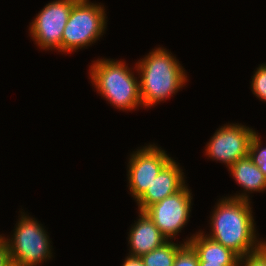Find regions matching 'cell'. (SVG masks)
<instances>
[{
    "instance_id": "1",
    "label": "cell",
    "mask_w": 266,
    "mask_h": 266,
    "mask_svg": "<svg viewBox=\"0 0 266 266\" xmlns=\"http://www.w3.org/2000/svg\"><path fill=\"white\" fill-rule=\"evenodd\" d=\"M211 218L212 240L221 243L240 258L259 251L265 241H257L255 224L246 192L225 197L216 205Z\"/></svg>"
},
{
    "instance_id": "2",
    "label": "cell",
    "mask_w": 266,
    "mask_h": 266,
    "mask_svg": "<svg viewBox=\"0 0 266 266\" xmlns=\"http://www.w3.org/2000/svg\"><path fill=\"white\" fill-rule=\"evenodd\" d=\"M141 60L136 70L140 75V96L145 107L173 96L187 81L183 67L162 47L153 49Z\"/></svg>"
},
{
    "instance_id": "3",
    "label": "cell",
    "mask_w": 266,
    "mask_h": 266,
    "mask_svg": "<svg viewBox=\"0 0 266 266\" xmlns=\"http://www.w3.org/2000/svg\"><path fill=\"white\" fill-rule=\"evenodd\" d=\"M90 67L92 84L111 105L126 111L143 107L139 81L125 62L98 59Z\"/></svg>"
},
{
    "instance_id": "4",
    "label": "cell",
    "mask_w": 266,
    "mask_h": 266,
    "mask_svg": "<svg viewBox=\"0 0 266 266\" xmlns=\"http://www.w3.org/2000/svg\"><path fill=\"white\" fill-rule=\"evenodd\" d=\"M105 18V9L100 3L78 0L72 6L63 31L62 52H73L93 44L106 29Z\"/></svg>"
},
{
    "instance_id": "5",
    "label": "cell",
    "mask_w": 266,
    "mask_h": 266,
    "mask_svg": "<svg viewBox=\"0 0 266 266\" xmlns=\"http://www.w3.org/2000/svg\"><path fill=\"white\" fill-rule=\"evenodd\" d=\"M21 216L13 237L4 240L9 247L13 266H36L52 257L50 240L37 220L25 214Z\"/></svg>"
},
{
    "instance_id": "6",
    "label": "cell",
    "mask_w": 266,
    "mask_h": 266,
    "mask_svg": "<svg viewBox=\"0 0 266 266\" xmlns=\"http://www.w3.org/2000/svg\"><path fill=\"white\" fill-rule=\"evenodd\" d=\"M78 0H55L46 4L30 24V35L42 49L62 52V35L72 6Z\"/></svg>"
},
{
    "instance_id": "7",
    "label": "cell",
    "mask_w": 266,
    "mask_h": 266,
    "mask_svg": "<svg viewBox=\"0 0 266 266\" xmlns=\"http://www.w3.org/2000/svg\"><path fill=\"white\" fill-rule=\"evenodd\" d=\"M191 195L185 185L178 192L150 205L144 211L168 240L175 237L186 225L191 211Z\"/></svg>"
},
{
    "instance_id": "8",
    "label": "cell",
    "mask_w": 266,
    "mask_h": 266,
    "mask_svg": "<svg viewBox=\"0 0 266 266\" xmlns=\"http://www.w3.org/2000/svg\"><path fill=\"white\" fill-rule=\"evenodd\" d=\"M255 133V130L243 125H224L208 142L206 154L213 160L227 164L230 168L239 159L248 156L251 139Z\"/></svg>"
},
{
    "instance_id": "9",
    "label": "cell",
    "mask_w": 266,
    "mask_h": 266,
    "mask_svg": "<svg viewBox=\"0 0 266 266\" xmlns=\"http://www.w3.org/2000/svg\"><path fill=\"white\" fill-rule=\"evenodd\" d=\"M171 159L164 150L151 144L131 154L127 175L131 196L136 201Z\"/></svg>"
},
{
    "instance_id": "10",
    "label": "cell",
    "mask_w": 266,
    "mask_h": 266,
    "mask_svg": "<svg viewBox=\"0 0 266 266\" xmlns=\"http://www.w3.org/2000/svg\"><path fill=\"white\" fill-rule=\"evenodd\" d=\"M185 186L184 174L175 160L171 159L153 179L145 193L136 201L139 211H145L150 205L162 201Z\"/></svg>"
},
{
    "instance_id": "11",
    "label": "cell",
    "mask_w": 266,
    "mask_h": 266,
    "mask_svg": "<svg viewBox=\"0 0 266 266\" xmlns=\"http://www.w3.org/2000/svg\"><path fill=\"white\" fill-rule=\"evenodd\" d=\"M139 219L129 232L131 257L144 254L162 246L168 239L160 232L152 219L144 211H139Z\"/></svg>"
},
{
    "instance_id": "12",
    "label": "cell",
    "mask_w": 266,
    "mask_h": 266,
    "mask_svg": "<svg viewBox=\"0 0 266 266\" xmlns=\"http://www.w3.org/2000/svg\"><path fill=\"white\" fill-rule=\"evenodd\" d=\"M203 233L200 231L184 242L193 247L198 255L199 262L221 264L223 266H240V257L236 253Z\"/></svg>"
},
{
    "instance_id": "13",
    "label": "cell",
    "mask_w": 266,
    "mask_h": 266,
    "mask_svg": "<svg viewBox=\"0 0 266 266\" xmlns=\"http://www.w3.org/2000/svg\"><path fill=\"white\" fill-rule=\"evenodd\" d=\"M229 171L244 191L266 190V176L248 156L235 162Z\"/></svg>"
},
{
    "instance_id": "14",
    "label": "cell",
    "mask_w": 266,
    "mask_h": 266,
    "mask_svg": "<svg viewBox=\"0 0 266 266\" xmlns=\"http://www.w3.org/2000/svg\"><path fill=\"white\" fill-rule=\"evenodd\" d=\"M168 240L162 246L140 257L145 266H173L177 251L185 244H176Z\"/></svg>"
},
{
    "instance_id": "15",
    "label": "cell",
    "mask_w": 266,
    "mask_h": 266,
    "mask_svg": "<svg viewBox=\"0 0 266 266\" xmlns=\"http://www.w3.org/2000/svg\"><path fill=\"white\" fill-rule=\"evenodd\" d=\"M261 139L257 133L252 137L248 157L266 176V147L261 148Z\"/></svg>"
},
{
    "instance_id": "16",
    "label": "cell",
    "mask_w": 266,
    "mask_h": 266,
    "mask_svg": "<svg viewBox=\"0 0 266 266\" xmlns=\"http://www.w3.org/2000/svg\"><path fill=\"white\" fill-rule=\"evenodd\" d=\"M173 266H199L198 255L189 243L177 251Z\"/></svg>"
},
{
    "instance_id": "17",
    "label": "cell",
    "mask_w": 266,
    "mask_h": 266,
    "mask_svg": "<svg viewBox=\"0 0 266 266\" xmlns=\"http://www.w3.org/2000/svg\"><path fill=\"white\" fill-rule=\"evenodd\" d=\"M251 83L253 94L266 101V64L257 68Z\"/></svg>"
},
{
    "instance_id": "18",
    "label": "cell",
    "mask_w": 266,
    "mask_h": 266,
    "mask_svg": "<svg viewBox=\"0 0 266 266\" xmlns=\"http://www.w3.org/2000/svg\"><path fill=\"white\" fill-rule=\"evenodd\" d=\"M241 264H244L243 266H266V244L259 251L240 258L239 265Z\"/></svg>"
},
{
    "instance_id": "19",
    "label": "cell",
    "mask_w": 266,
    "mask_h": 266,
    "mask_svg": "<svg viewBox=\"0 0 266 266\" xmlns=\"http://www.w3.org/2000/svg\"><path fill=\"white\" fill-rule=\"evenodd\" d=\"M0 266H13L9 247L4 240V237L0 235Z\"/></svg>"
},
{
    "instance_id": "20",
    "label": "cell",
    "mask_w": 266,
    "mask_h": 266,
    "mask_svg": "<svg viewBox=\"0 0 266 266\" xmlns=\"http://www.w3.org/2000/svg\"><path fill=\"white\" fill-rule=\"evenodd\" d=\"M122 266H145L139 257L127 256Z\"/></svg>"
},
{
    "instance_id": "21",
    "label": "cell",
    "mask_w": 266,
    "mask_h": 266,
    "mask_svg": "<svg viewBox=\"0 0 266 266\" xmlns=\"http://www.w3.org/2000/svg\"><path fill=\"white\" fill-rule=\"evenodd\" d=\"M199 266H223V265L214 264V263H208V262H199Z\"/></svg>"
}]
</instances>
